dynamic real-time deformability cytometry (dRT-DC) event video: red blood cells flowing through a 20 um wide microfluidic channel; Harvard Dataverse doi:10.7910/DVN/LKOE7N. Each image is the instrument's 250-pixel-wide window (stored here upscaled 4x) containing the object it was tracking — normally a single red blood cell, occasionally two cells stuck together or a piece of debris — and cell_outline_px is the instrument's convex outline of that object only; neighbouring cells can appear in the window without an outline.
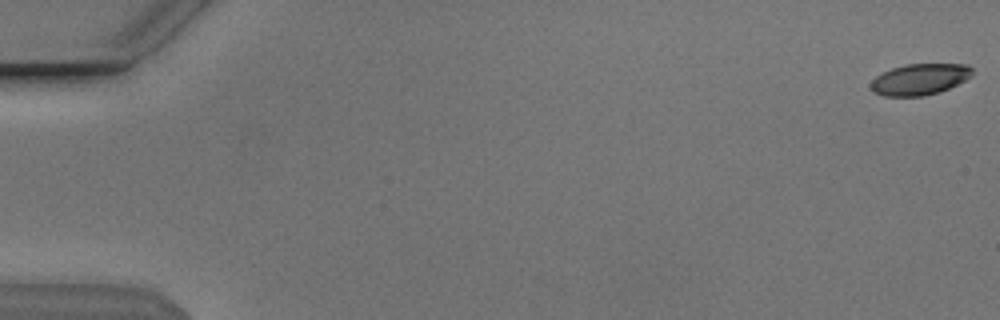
{"species": "Egyptian fruit bat (a non-hibernating species)", "species_latin": "Rousettus aegyptiacus", "temperature_condition": "cold", "stored_images_in_passage": 14, "camera_frame_rate_fps": 3000, "um_per_image_px": 0.085, "animal": {"sex": "male"}, "frame": {"image": 1, "passage_image": 1, "time_ms": 0.0, "image_size_px": [1000, 320], "cell_outline_px": [[972, 76], [948, 88], [924, 96], [884, 96], [872, 92], [872, 80], [876, 76], [892, 68], [904, 64], [968, 64], [972, 68]], "centroid_in_image_um": [78.17, 6.73], "position_along_channel_um": 6.8, "area_um2": 18.26}}